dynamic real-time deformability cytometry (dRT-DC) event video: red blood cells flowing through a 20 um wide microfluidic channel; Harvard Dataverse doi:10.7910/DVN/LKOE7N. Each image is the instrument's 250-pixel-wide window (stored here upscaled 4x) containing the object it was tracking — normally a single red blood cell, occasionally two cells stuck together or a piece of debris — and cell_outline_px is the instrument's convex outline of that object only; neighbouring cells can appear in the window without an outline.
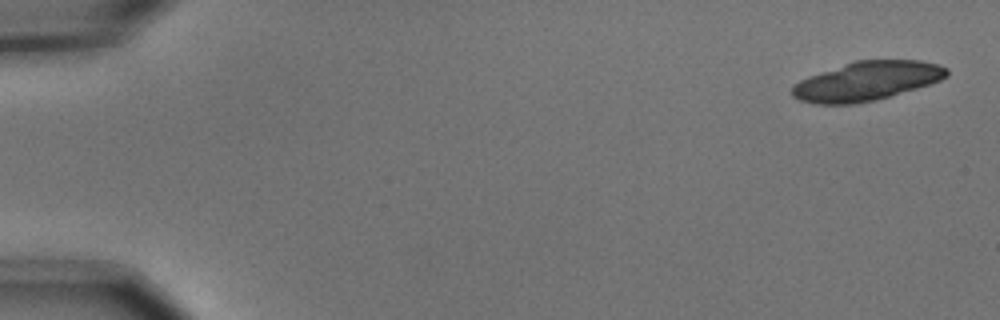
{"species": "common noctule bat (a hibernating species)", "species_latin": "Nyctalus noctula", "temperature_condition": "cold", "stored_images_in_passage": 6, "segment_of_instrument_passage": [2, 2], "camera_frame_rate_fps": 3000, "um_per_image_px": 0.085, "animal": {"sex": "male", "body_mass_g": 15.6}, "frame": {"image": 1, "passage_image": 6, "time_ms": 1.667, "image_size_px": [1000, 320], "cell_outline_px": [[948, 76], [940, 80], [916, 88], [876, 100], [852, 104], [816, 104], [800, 100], [792, 96], [792, 84], [808, 76], [856, 60], [920, 60], [940, 64], [948, 68]], "centroid_in_image_um": [73.67, 6.89], "position_along_channel_um": 11.3, "area_um2": 35.08}}